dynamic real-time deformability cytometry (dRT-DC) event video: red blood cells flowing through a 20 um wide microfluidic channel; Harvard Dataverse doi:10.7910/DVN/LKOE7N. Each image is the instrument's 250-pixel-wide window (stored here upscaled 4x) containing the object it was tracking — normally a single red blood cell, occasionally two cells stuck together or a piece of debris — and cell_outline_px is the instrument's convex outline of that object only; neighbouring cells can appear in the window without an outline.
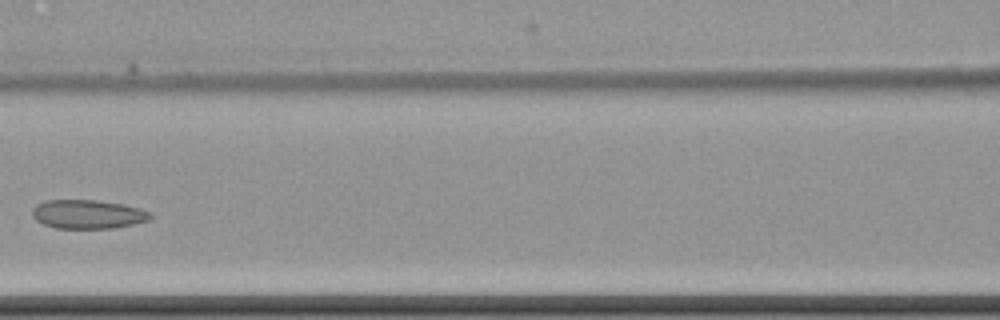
{"species": "common noctule bat (a hibernating species)", "species_latin": "Nyctalus noctula", "temperature_condition": "cold", "stored_images_in_passage": 6, "camera_frame_rate_fps": 3000, "um_per_image_px": 0.085, "animal": {"sex": "female", "body_mass_g": 22.7, "forearm_length_mm": 54.2}, "frame": {"image": 1, "passage_image": 5, "time_ms": 5.0, "image_size_px": [1000, 320], "cell_outline_px": [[152, 216], [148, 220], [132, 224], [112, 228], [56, 228], [44, 224], [36, 220], [32, 216], [32, 208], [36, 204], [44, 200], [96, 200], [124, 204], [140, 208], [152, 212]], "centroid_in_image_um": [7.45, 18.2], "position_along_channel_um": 159.1, "area_um2": 19.94}}
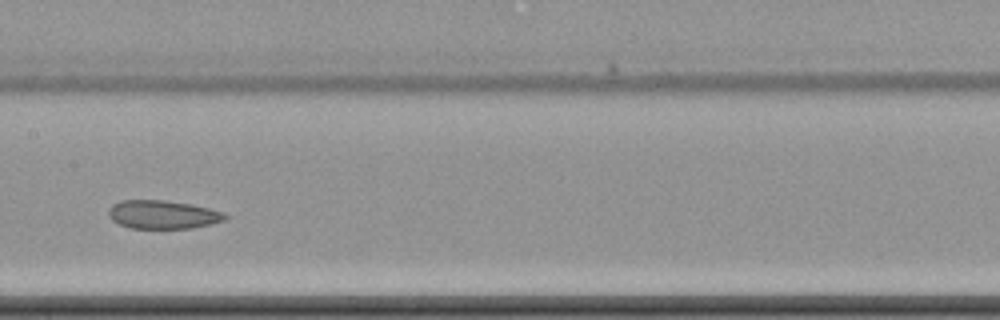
{"frame": {"image": 2, "passage_image": 6, "time_ms": 6.0, "image_size_px": [1000, 320], "cell_outline_px": [[228, 216], [224, 220], [192, 228], [132, 228], [120, 224], [112, 220], [108, 216], [108, 208], [112, 204], [120, 200], [164, 200], [192, 204], [224, 212]], "centroid_in_image_um": [13.8, 18.22], "position_along_channel_um": 193.6, "area_um2": 19.31}}